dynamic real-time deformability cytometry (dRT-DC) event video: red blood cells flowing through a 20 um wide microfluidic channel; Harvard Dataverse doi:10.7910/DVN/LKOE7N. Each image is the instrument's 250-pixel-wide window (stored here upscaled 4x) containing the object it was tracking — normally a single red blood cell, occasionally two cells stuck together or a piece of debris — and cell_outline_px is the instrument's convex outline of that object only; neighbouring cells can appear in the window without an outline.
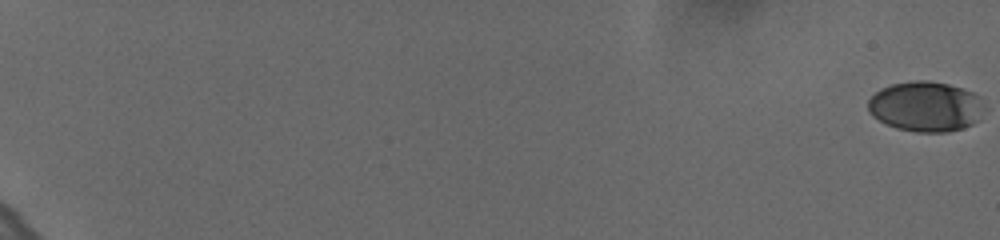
{"species": "human", "species_latin": "Homo sapiens", "temperature_condition": "cold", "stored_images_in_passage": 62, "camera_frame_rate_fps": 3000, "um_per_image_px": 0.085, "donor": {"sex": "female"}, "frame": {"image": 1, "passage_image": 1, "time_ms": 0.0, "image_size_px": [1000, 240], "cell_outline_px": [[980, 100], [976, 120], [972, 124], [964, 128], [948, 132], [916, 132], [896, 128], [872, 116], [868, 108], [868, 100], [880, 88], [892, 84], [916, 80], [928, 80], [948, 84], [972, 92], [980, 96]], "centroid_in_image_um": [78.61, 9.05], "position_along_channel_um": 6.4, "area_um2": 33.41}}
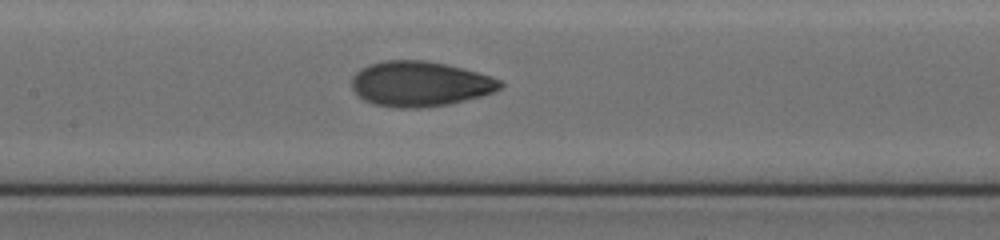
{"frame": {"image": 2, "passage_image": 35, "time_ms": 11.333, "image_size_px": [1000, 240], "cell_outline_px": [[504, 84], [500, 88], [492, 92], [480, 96], [448, 104], [420, 108], [396, 108], [376, 104], [364, 100], [352, 88], [352, 76], [360, 68], [368, 64], [388, 60], [424, 60], [444, 64], [476, 72], [500, 80]], "centroid_in_image_um": [35.65, 7.13], "position_along_channel_um": 171.7, "area_um2": 38.67}}
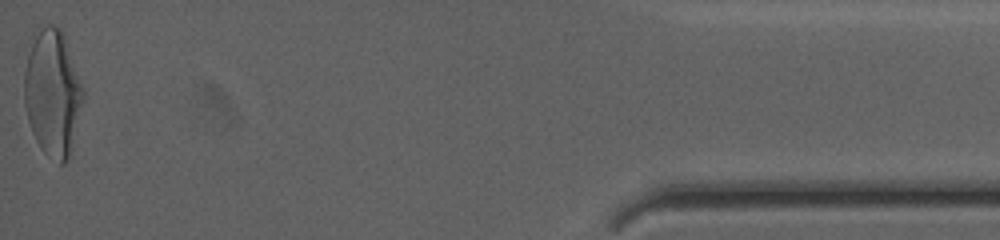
{"frame": {"image": 3, "passage_image": 62, "time_ms": 20.333, "image_size_px": [1000, 240], "cell_outline_px": [[84, 96], [68, 160], [64, 164], [60, 164], [44, 152], [40, 148], [32, 132], [28, 120], [24, 104], [24, 72], [28, 52], [36, 24], [52, 24], [60, 28], [64, 36], [84, 88]], "centroid_in_image_um": [4.44, 7.83], "position_along_channel_um": 430.8, "area_um2": 43.64}, "authors_computed_cell_mechanics": {"area_um2": 37.1076, "velocity_mm_per_s": 3.6472, "shape_relaxation_time_tau1_ms": 4.4483, "shape_relaxation_time_tau2_ms": 1.0733, "deformation_change_tau1": 0.176, "deformation_change_tau2": 0.0603}}